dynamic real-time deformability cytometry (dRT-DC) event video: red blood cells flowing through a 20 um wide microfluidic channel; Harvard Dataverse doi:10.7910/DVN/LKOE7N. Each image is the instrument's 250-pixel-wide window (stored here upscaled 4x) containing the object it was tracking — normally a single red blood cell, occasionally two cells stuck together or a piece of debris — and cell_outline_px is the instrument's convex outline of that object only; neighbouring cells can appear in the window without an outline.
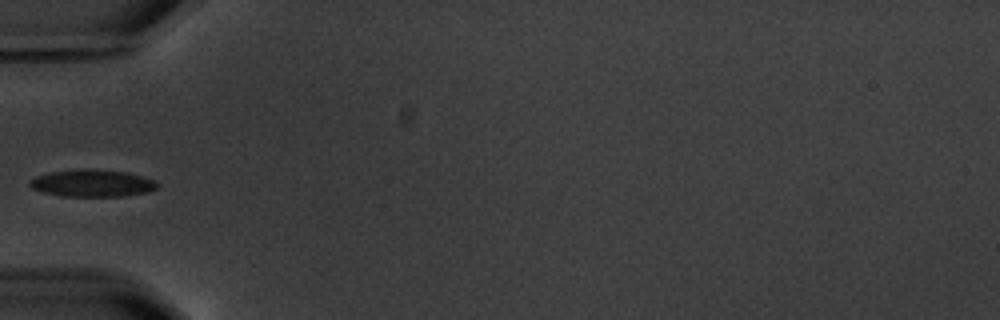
{"species": "common noctule bat (a hibernating species)", "species_latin": "Nyctalus noctula", "temperature_condition": "warm", "stored_images_in_passage": 6, "camera_frame_rate_fps": 3000, "um_per_image_px": 0.085, "animal": {"sex": "male", "body_mass_g": 20.1, "forearm_length_mm": 53.5}, "frame": {"image": 1, "passage_image": 6, "time_ms": 6.0, "image_size_px": [1000, 320], "cell_outline_px": [[156, 188], [148, 192], [124, 196], [60, 196], [44, 192], [32, 188], [28, 184], [28, 180], [36, 176], [48, 172], [80, 168], [92, 168], [128, 172], [156, 180]], "centroid_in_image_um": [7.81, 15.55], "position_along_channel_um": 77.2, "area_um2": 20.46}}